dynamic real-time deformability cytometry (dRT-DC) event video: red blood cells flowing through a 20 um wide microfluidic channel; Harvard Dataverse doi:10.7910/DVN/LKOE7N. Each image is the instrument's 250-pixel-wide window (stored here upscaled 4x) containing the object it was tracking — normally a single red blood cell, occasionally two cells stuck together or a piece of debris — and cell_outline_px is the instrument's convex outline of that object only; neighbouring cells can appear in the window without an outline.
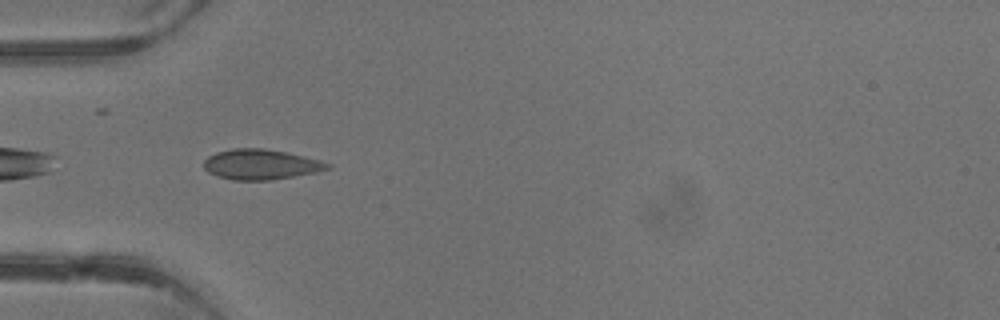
{"species": "common noctule bat (a hibernating species)", "species_latin": "Nyctalus noctula", "temperature_condition": "warm", "stored_images_in_passage": 3, "camera_frame_rate_fps": 3000, "um_per_image_px": 0.085, "animal": {"sex": "male", "body_mass_g": 13.3}, "frame": {"image": 1, "passage_image": 3, "time_ms": 2.333, "image_size_px": [1000, 320], "cell_outline_px": [[332, 168], [316, 172], [272, 180], [232, 180], [216, 176], [208, 172], [204, 168], [204, 160], [208, 156], [216, 152], [232, 148], [264, 148], [304, 156], [320, 160], [332, 164]], "centroid_in_image_um": [22.16, 13.98], "position_along_channel_um": 62.8, "area_um2": 21.91}}